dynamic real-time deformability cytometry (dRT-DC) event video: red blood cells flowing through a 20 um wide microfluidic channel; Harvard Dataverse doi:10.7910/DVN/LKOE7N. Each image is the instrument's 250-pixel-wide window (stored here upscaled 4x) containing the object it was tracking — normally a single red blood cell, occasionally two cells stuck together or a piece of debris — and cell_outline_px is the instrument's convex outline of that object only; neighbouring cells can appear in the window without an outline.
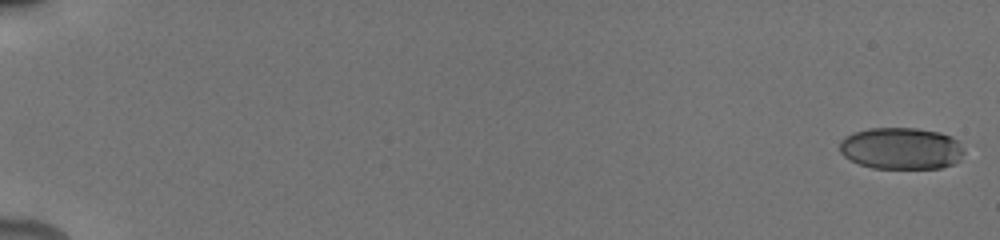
{"species": "human", "species_latin": "Homo sapiens", "temperature_condition": "cold", "stored_images_in_passage": 7, "camera_frame_rate_fps": 3000, "um_per_image_px": 0.085, "donor": {"sex": "male"}, "frame": {"image": 1, "passage_image": 1, "time_ms": 0.0, "image_size_px": [1000, 240], "cell_outline_px": [[964, 152], [960, 160], [952, 164], [940, 168], [872, 168], [860, 164], [844, 156], [840, 152], [840, 140], [844, 136], [852, 132], [868, 128], [916, 128], [940, 132], [952, 136], [960, 140]], "centroid_in_image_um": [76.62, 12.6], "position_along_channel_um": 8.4, "area_um2": 30.63}}